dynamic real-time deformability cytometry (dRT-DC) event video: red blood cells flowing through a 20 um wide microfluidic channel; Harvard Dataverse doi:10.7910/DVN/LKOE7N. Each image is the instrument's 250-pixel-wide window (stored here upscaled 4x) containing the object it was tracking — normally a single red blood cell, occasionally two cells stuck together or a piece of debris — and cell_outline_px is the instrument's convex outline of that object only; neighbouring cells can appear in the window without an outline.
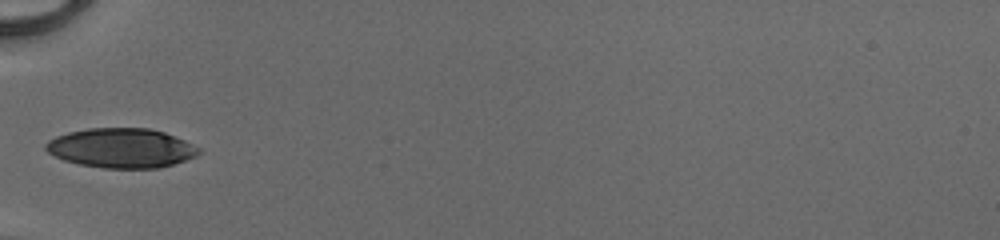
{"species": "human", "species_latin": "Homo sapiens", "temperature_condition": "cold", "stored_images_in_passage": 15, "camera_frame_rate_fps": 3000, "um_per_image_px": 0.085, "donor": {"sex": "male"}, "frame": {"image": 1, "passage_image": 1, "time_ms": 0.0, "image_size_px": [1000, 240], "cell_outline_px": [[200, 152], [196, 156], [160, 168], [104, 168], [80, 164], [64, 160], [48, 152], [44, 148], [44, 144], [48, 140], [56, 136], [68, 132], [88, 128], [148, 128], [164, 132], [184, 140], [200, 148]], "centroid_in_image_um": [10.29, 12.58], "position_along_channel_um": 74.7, "area_um2": 35.14}}
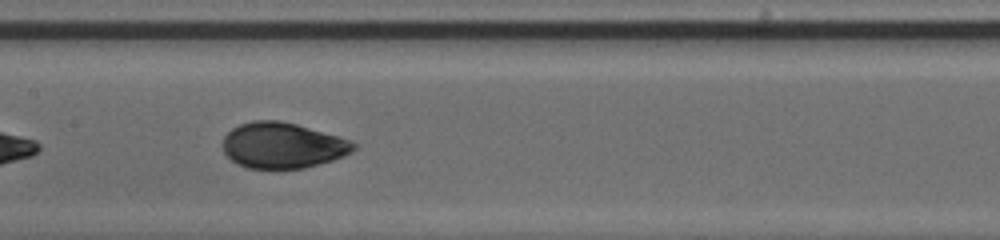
{"frame": {"image": 2, "passage_image": 9, "time_ms": 2.667, "image_size_px": [1000, 240], "cell_outline_px": [[356, 148], [352, 152], [344, 156], [332, 160], [304, 168], [248, 168], [236, 164], [224, 152], [220, 144], [224, 136], [232, 128], [240, 124], [252, 120], [280, 120], [296, 124], [336, 136], [348, 140], [356, 144]], "centroid_in_image_um": [23.97, 12.35], "position_along_channel_um": 183.4, "area_um2": 34.8}}